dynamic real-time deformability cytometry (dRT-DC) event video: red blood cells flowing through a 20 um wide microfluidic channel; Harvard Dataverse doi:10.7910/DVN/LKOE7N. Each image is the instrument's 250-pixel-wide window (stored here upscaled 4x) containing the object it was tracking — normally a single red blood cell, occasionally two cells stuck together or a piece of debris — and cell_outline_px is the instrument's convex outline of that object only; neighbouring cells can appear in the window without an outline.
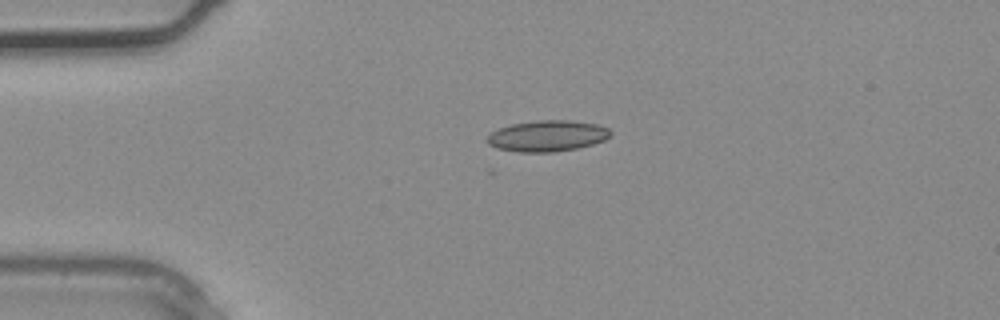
{"species": "common noctule bat (a hibernating species)", "species_latin": "Nyctalus noctula", "temperature_condition": "warm", "stored_images_in_passage": 3, "camera_frame_rate_fps": 3000, "um_per_image_px": 0.085, "animal": {"sex": "male", "body_mass_g": 20.4}, "frame": {"image": 1, "passage_image": 3, "time_ms": 0.667, "image_size_px": [1000, 320], "cell_outline_px": [[612, 132], [604, 140], [592, 144], [576, 148], [552, 152], [516, 152], [496, 148], [488, 144], [484, 140], [492, 132], [500, 128], [512, 124], [536, 120], [572, 120], [596, 124], [608, 128]], "centroid_in_image_um": [46.49, 11.55], "position_along_channel_um": 38.5, "area_um2": 22.31}}